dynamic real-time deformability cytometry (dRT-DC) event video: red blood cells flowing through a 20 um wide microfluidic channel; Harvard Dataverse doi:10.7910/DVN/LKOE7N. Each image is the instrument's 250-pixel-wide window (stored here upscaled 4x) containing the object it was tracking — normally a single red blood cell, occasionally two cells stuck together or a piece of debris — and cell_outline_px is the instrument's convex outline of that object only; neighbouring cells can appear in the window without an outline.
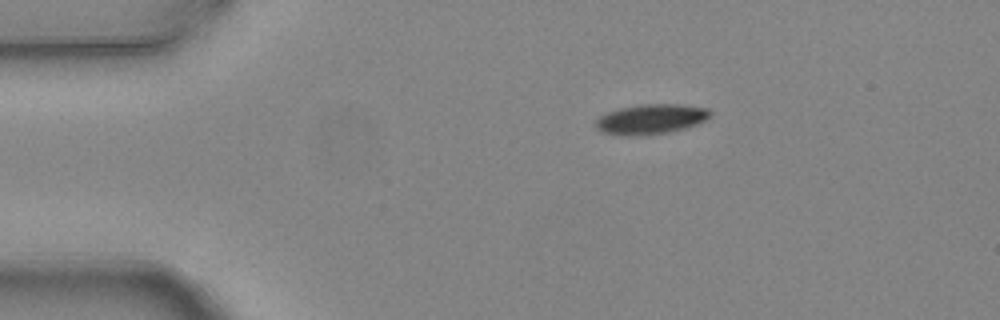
{"species": "common noctule bat (a hibernating species)", "species_latin": "Nyctalus noctula", "temperature_condition": "warm", "stored_images_in_passage": 4, "camera_frame_rate_fps": 3000, "um_per_image_px": 0.085, "animal": {"sex": "female", "body_mass_g": 24.6, "forearm_length_mm": 56.2}, "frame": {"image": 1, "passage_image": 1, "time_ms": 0.0, "image_size_px": [1000, 320], "cell_outline_px": [[712, 116], [696, 124], [684, 128], [668, 132], [636, 136], [620, 136], [600, 132], [596, 128], [596, 120], [600, 116], [608, 112], [620, 108], [640, 104], [680, 104], [708, 108], [712, 112]], "centroid_in_image_um": [55.31, 10.13], "position_along_channel_um": 29.7, "area_um2": 20.11}}
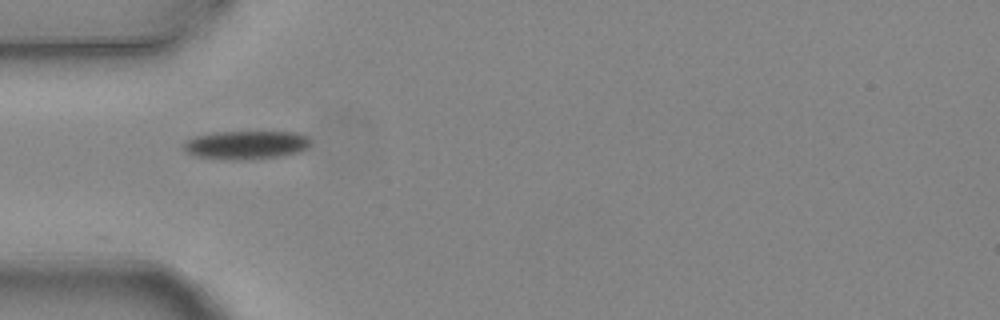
{"frame": {"image": 2, "passage_image": 3, "time_ms": 0.667, "image_size_px": [1000, 320], "cell_outline_px": [[312, 144], [308, 148], [300, 152], [284, 156], [252, 160], [228, 160], [196, 156], [188, 152], [184, 148], [184, 140], [196, 136], [212, 132], [296, 132], [308, 136], [312, 140]], "centroid_in_image_um": [20.99, 12.33], "position_along_channel_um": 64.0, "area_um2": 21.56}}
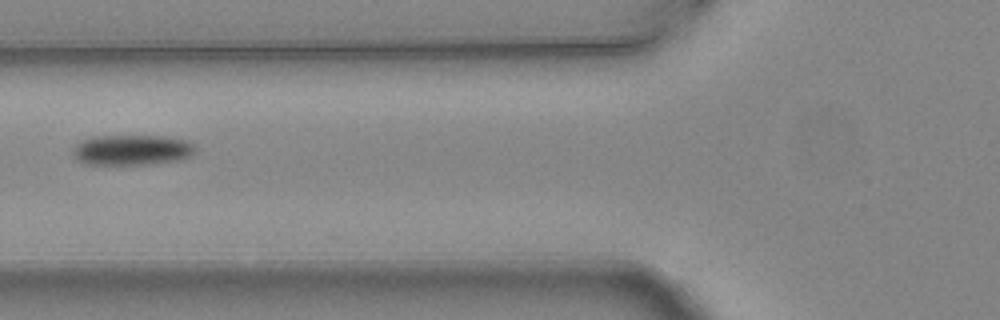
{"frame": {"image": 3, "passage_image": 4, "time_ms": 1.0, "image_size_px": [1000, 320], "cell_outline_px": [[196, 152], [192, 156], [180, 160], [148, 164], [84, 164], [76, 160], [72, 156], [72, 152], [76, 144], [92, 136], [160, 136], [188, 140], [196, 144]], "centroid_in_image_um": [11.25, 12.75], "position_along_channel_um": 114.6, "area_um2": 21.96}}